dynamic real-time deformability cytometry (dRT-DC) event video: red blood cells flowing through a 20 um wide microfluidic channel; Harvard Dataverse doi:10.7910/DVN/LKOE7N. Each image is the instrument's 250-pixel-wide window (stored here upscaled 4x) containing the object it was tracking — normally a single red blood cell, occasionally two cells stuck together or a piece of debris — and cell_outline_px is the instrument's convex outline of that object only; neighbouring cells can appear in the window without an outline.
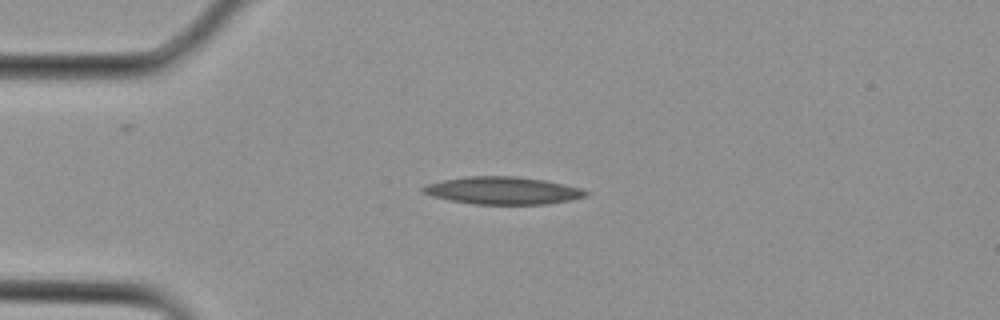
{"species": "Egyptian fruit bat (a non-hibernating species)", "species_latin": "Rousettus aegyptiacus", "temperature_condition": "cold", "stored_images_in_passage": 6, "camera_frame_rate_fps": 3000, "um_per_image_px": 0.085, "animal": {"sex": "female"}, "frame": {"image": 1, "passage_image": 3, "time_ms": 0.667, "image_size_px": [1000, 320], "cell_outline_px": [[588, 192], [584, 196], [568, 200], [548, 204], [472, 204], [432, 196], [424, 192], [420, 188], [424, 184], [444, 180], [468, 176], [516, 176], [544, 180], [564, 184], [580, 188]], "centroid_in_image_um": [42.7, 16.19], "position_along_channel_um": 42.3, "area_um2": 25.84}}